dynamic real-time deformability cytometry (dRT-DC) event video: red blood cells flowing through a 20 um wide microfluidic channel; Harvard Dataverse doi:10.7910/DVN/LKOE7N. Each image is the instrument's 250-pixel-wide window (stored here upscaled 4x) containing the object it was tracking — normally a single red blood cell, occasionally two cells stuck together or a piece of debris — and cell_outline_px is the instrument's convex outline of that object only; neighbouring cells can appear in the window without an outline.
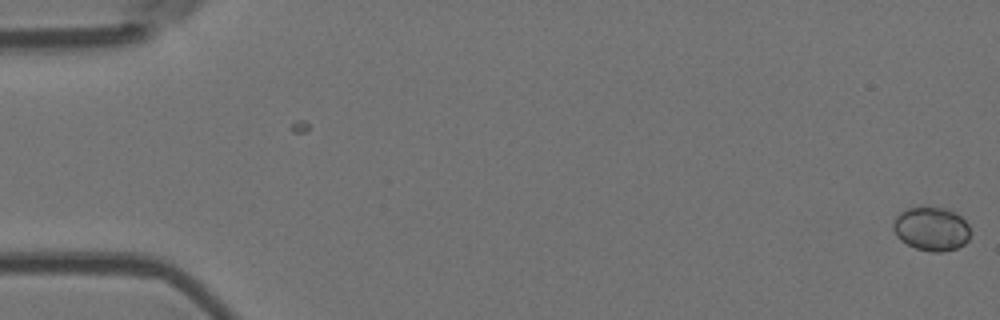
{"species": "Egyptian fruit bat (a non-hibernating species)", "species_latin": "Rousettus aegyptiacus", "temperature_condition": "room temperature", "stored_images_in_passage": 9, "camera_frame_rate_fps": 3000, "um_per_image_px": 0.085, "animal": {"sex": "female"}, "frame": {"image": 1, "passage_image": 1, "time_ms": 0.0, "image_size_px": [1000, 320], "cell_outline_px": [[968, 240], [964, 244], [956, 248], [940, 252], [932, 252], [916, 248], [900, 240], [896, 236], [892, 228], [892, 224], [896, 216], [900, 212], [908, 208], [944, 208], [956, 212], [968, 224]], "centroid_in_image_um": [79.14, 19.46], "position_along_channel_um": 5.9, "area_um2": 19.48}}
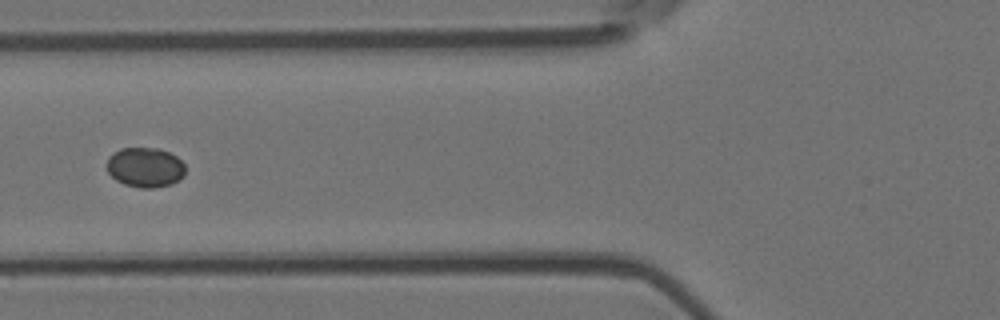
{"frame": {"image": 2, "passage_image": 7, "time_ms": 2.0, "image_size_px": [1000, 320], "cell_outline_px": [[184, 176], [172, 184], [152, 188], [140, 188], [124, 184], [116, 180], [108, 172], [108, 156], [120, 148], [160, 148], [176, 156], [184, 164]], "centroid_in_image_um": [12.34, 14.22], "position_along_channel_um": 113.5, "area_um2": 18.21}}
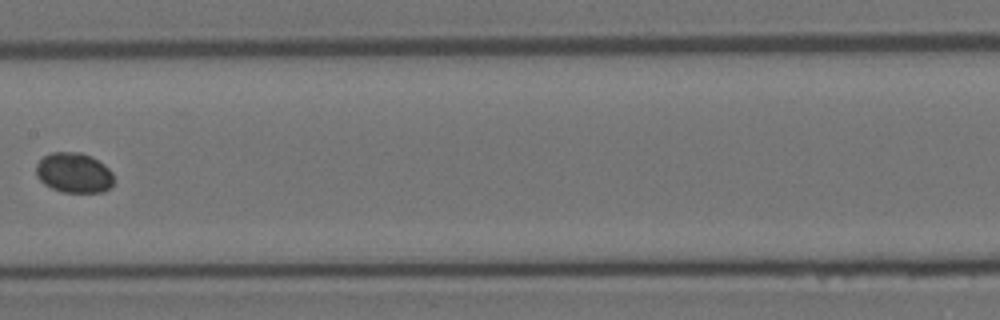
{"frame": {"image": 3, "passage_image": 9, "time_ms": 2.667, "image_size_px": [1000, 320], "cell_outline_px": [[112, 184], [108, 188], [100, 192], [64, 192], [52, 188], [44, 184], [36, 176], [36, 164], [44, 156], [52, 152], [80, 152], [92, 156], [104, 164], [112, 172]], "centroid_in_image_um": [6.26, 14.67], "position_along_channel_um": 201.1, "area_um2": 18.09}}